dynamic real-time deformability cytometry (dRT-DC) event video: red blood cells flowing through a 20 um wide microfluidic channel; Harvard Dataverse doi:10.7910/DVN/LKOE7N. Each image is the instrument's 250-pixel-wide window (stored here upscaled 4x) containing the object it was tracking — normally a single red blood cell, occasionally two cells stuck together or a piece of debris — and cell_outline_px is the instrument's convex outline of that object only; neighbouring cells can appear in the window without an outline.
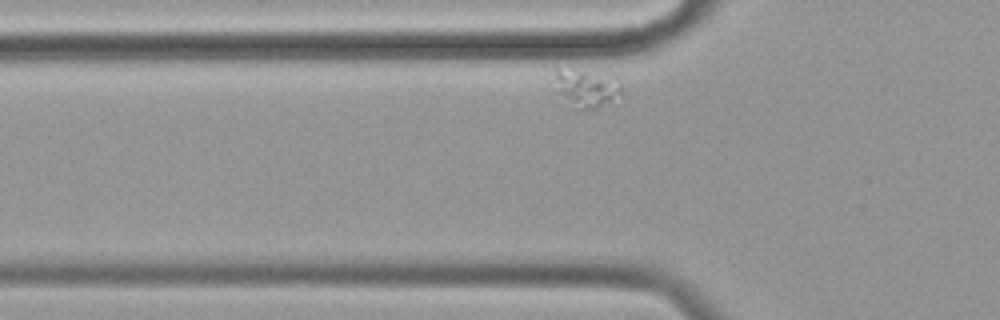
{"species": "common noctule bat (a hibernating species)", "species_latin": "Nyctalus noctula", "temperature_condition": "cold", "stored_images_in_passage": 33, "camera_frame_rate_fps": 3000, "um_per_image_px": 0.085, "animal": {"sex": "female", "body_mass_g": 19.9}, "frame": {"image": 1, "passage_image": 4, "time_ms": 1.0, "image_size_px": [1000, 320], "cell_outline_px": [[624, 92], [596, 108], [568, 108], [556, 92], [556, 68], [612, 72], [620, 76]], "centroid_in_image_um": [49.9, 7.44], "position_along_channel_um": 75.9, "area_um2": 15.72}}
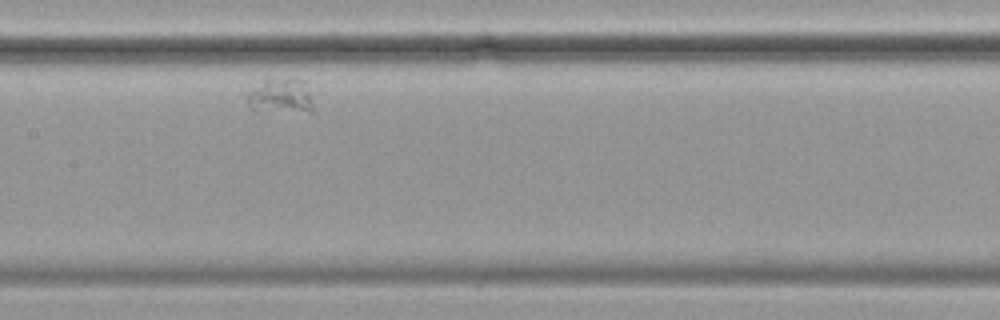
{"frame": {"image": 2, "passage_image": 16, "time_ms": 5.0, "image_size_px": [1000, 320], "cell_outline_px": [[312, 112], [252, 108], [248, 104], [244, 96], [248, 92], [268, 76], [304, 80], [312, 104]], "centroid_in_image_um": [23.82, 8.08], "position_along_channel_um": 183.6, "area_um2": 13.18}}
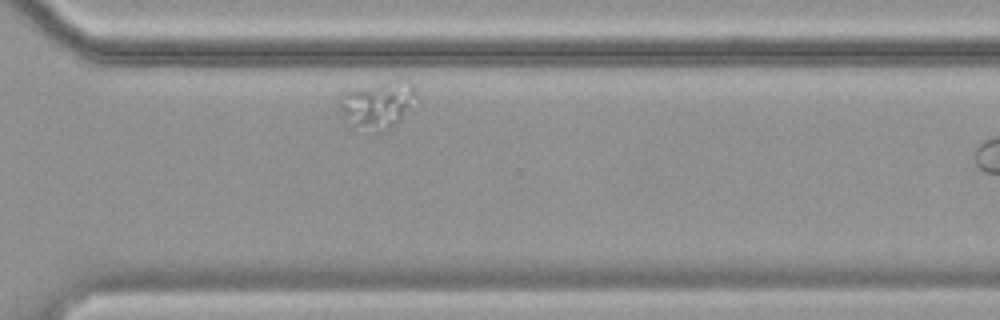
{"frame": {"image": 3, "passage_image": 32, "time_ms": 10.333, "image_size_px": [1000, 320], "cell_outline_px": [[416, 96], [400, 120], [396, 124], [384, 132], [376, 132], [352, 124], [340, 112], [336, 104], [336, 96], [344, 92], [396, 80], [400, 80], [412, 84], [416, 88]], "centroid_in_image_um": [32.05, 8.91], "position_along_channel_um": 338.6, "area_um2": 20.63}}